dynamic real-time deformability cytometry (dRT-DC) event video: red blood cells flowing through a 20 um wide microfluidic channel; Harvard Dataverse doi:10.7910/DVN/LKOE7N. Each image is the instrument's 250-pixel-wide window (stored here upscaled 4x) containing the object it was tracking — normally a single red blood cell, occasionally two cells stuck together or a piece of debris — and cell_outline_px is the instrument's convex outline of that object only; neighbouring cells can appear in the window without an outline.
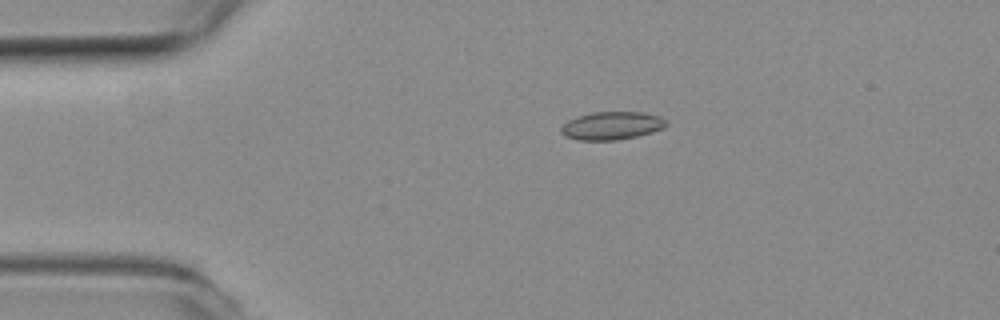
{"species": "common noctule bat (a hibernating species)", "species_latin": "Nyctalus noctula", "temperature_condition": "room temperature", "stored_images_in_passage": 54, "camera_frame_rate_fps": 3000, "um_per_image_px": 0.085, "animal": {"sex": "female", "body_mass_g": 19.3, "forearm_length_mm": 54.1}, "frame": {"image": 1, "passage_image": 9, "time_ms": 2.667, "image_size_px": [1000, 320], "cell_outline_px": [[668, 124], [664, 128], [652, 132], [636, 136], [616, 140], [580, 140], [564, 136], [560, 132], [560, 128], [568, 120], [576, 116], [592, 112], [644, 112], [660, 116], [668, 120]], "centroid_in_image_um": [52.02, 10.67], "position_along_channel_um": 33.0, "area_um2": 17.34}}
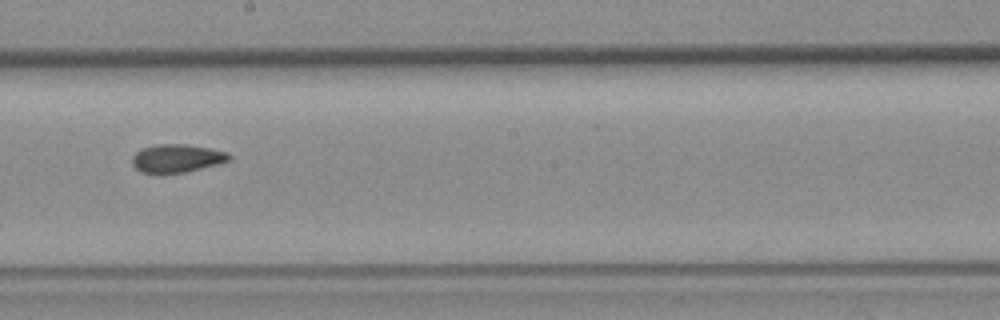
{"frame": {"image": 2, "passage_image": 29, "time_ms": 9.333, "image_size_px": [1000, 320], "cell_outline_px": [[232, 160], [184, 172], [140, 172], [132, 164], [132, 156], [136, 152], [144, 148], [156, 144], [184, 144], [208, 148], [228, 152], [232, 156]], "centroid_in_image_um": [15.05, 13.44], "position_along_channel_um": 233.2, "area_um2": 15.61}}
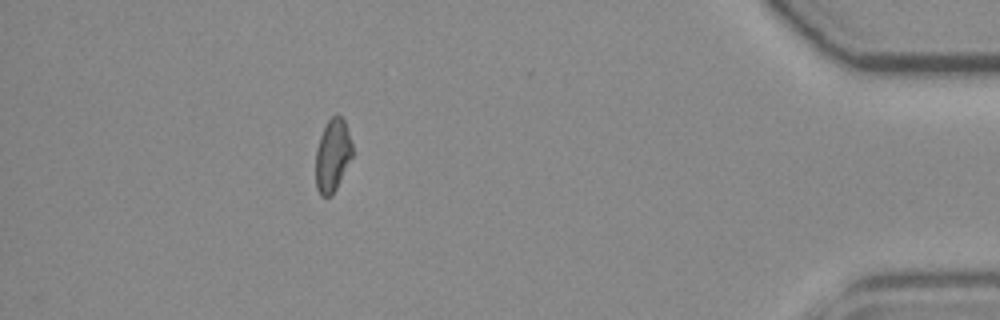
{"frame": {"image": 3, "passage_image": 48, "time_ms": 15.667, "image_size_px": [1000, 320], "cell_outline_px": [[352, 156], [332, 196], [320, 196], [316, 188], [316, 148], [320, 136], [328, 120], [332, 116], [340, 116], [344, 120], [352, 144]], "centroid_in_image_um": [28.25, 13.23], "position_along_channel_um": 407.0, "area_um2": 15.32}, "authors_computed_cell_mechanics": {"area_um2": 16.2707, "velocity_mm_per_s": 3.6412, "shape_relaxation_time_tau1_ms": null, "shape_relaxation_time_tau2_ms": 2.7509, "deformation_change_tau1": null, "deformation_change_tau2": 0.0758}}